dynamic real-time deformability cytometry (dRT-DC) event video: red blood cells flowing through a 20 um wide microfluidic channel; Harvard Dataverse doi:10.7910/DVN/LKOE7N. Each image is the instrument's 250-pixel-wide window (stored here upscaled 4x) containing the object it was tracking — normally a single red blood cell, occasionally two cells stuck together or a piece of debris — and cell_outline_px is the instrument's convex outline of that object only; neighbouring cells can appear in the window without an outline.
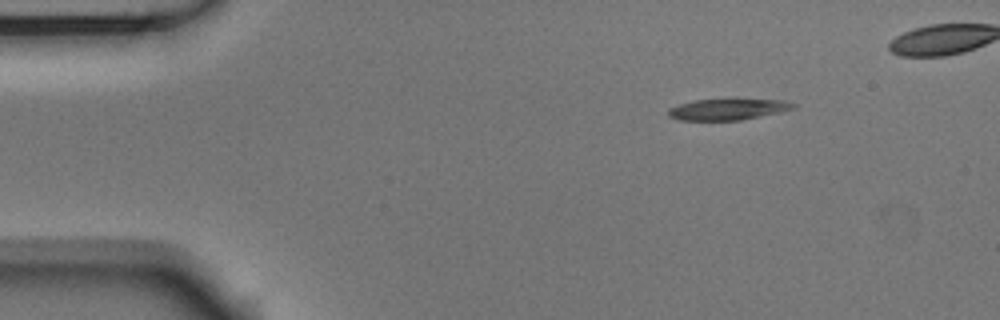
{"species": "Egyptian fruit bat (a non-hibernating species)", "species_latin": "Rousettus aegyptiacus", "temperature_condition": "room temperature", "stored_images_in_passage": 42, "camera_frame_rate_fps": 3000, "um_per_image_px": 0.085, "animal": {"sex": "male"}, "frame": {"image": 1, "passage_image": 1, "time_ms": 0.0, "image_size_px": [1000, 320], "cell_outline_px": [[796, 108], [780, 112], [740, 120], [676, 120], [668, 116], [668, 108], [692, 100], [728, 96], [736, 96], [784, 100], [796, 104]], "centroid_in_image_um": [61.89, 9.22], "position_along_channel_um": 23.1, "area_um2": 16.65}}
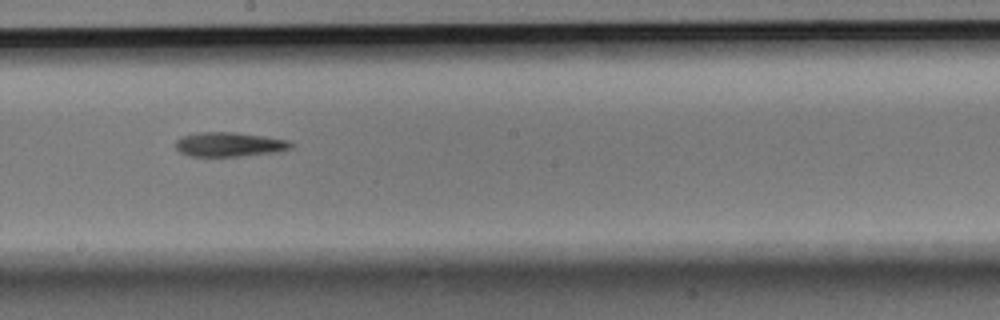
{"frame": {"image": 2, "passage_image": 23, "time_ms": 7.333, "image_size_px": [1000, 320], "cell_outline_px": [[296, 144], [292, 148], [276, 152], [240, 156], [188, 156], [180, 152], [176, 148], [176, 140], [180, 136], [200, 132], [236, 132], [264, 136], [288, 140]], "centroid_in_image_um": [19.51, 12.27], "position_along_channel_um": 228.7, "area_um2": 16.53}}
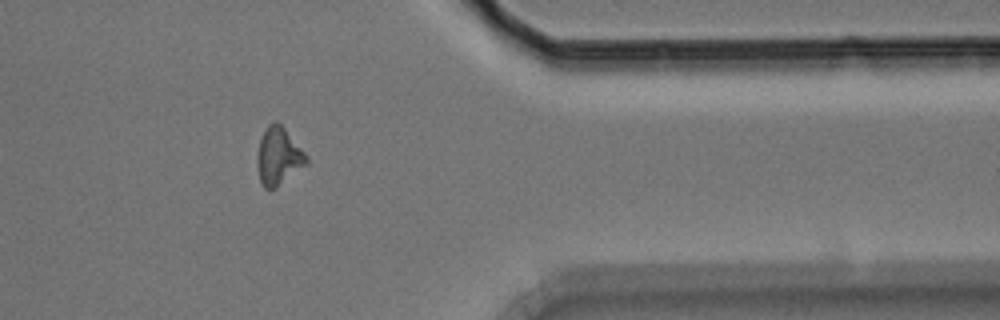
{"frame": {"image": 3, "passage_image": 37, "time_ms": 12.0, "image_size_px": [1000, 320], "cell_outline_px": [[308, 164], [276, 188], [264, 188], [260, 184], [256, 164], [256, 152], [260, 140], [268, 124], [272, 120], [276, 120], [284, 128], [308, 156]], "centroid_in_image_um": [23.65, 13.3], "position_along_channel_um": 387.7, "area_um2": 16.76}}